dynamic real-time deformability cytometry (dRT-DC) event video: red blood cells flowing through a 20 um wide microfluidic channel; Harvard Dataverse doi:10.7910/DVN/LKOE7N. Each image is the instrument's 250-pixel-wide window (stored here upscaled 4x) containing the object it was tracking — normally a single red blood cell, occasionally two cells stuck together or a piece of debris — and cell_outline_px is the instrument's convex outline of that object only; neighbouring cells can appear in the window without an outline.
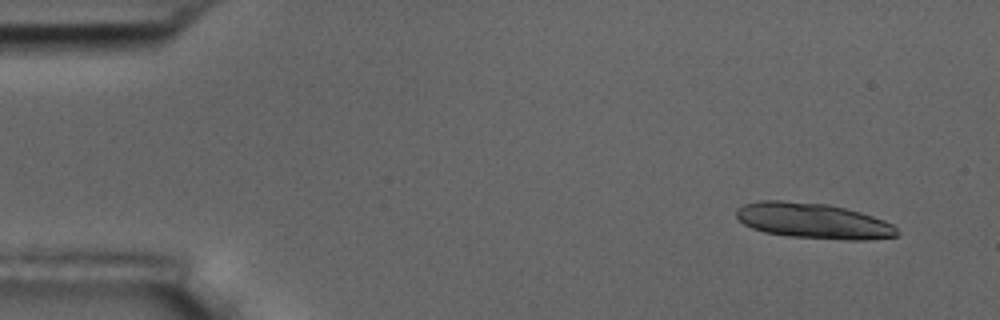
{"species": "common noctule bat (a hibernating species)", "species_latin": "Nyctalus noctula", "temperature_condition": "room temperature", "stored_images_in_passage": 14, "camera_frame_rate_fps": 3000, "um_per_image_px": 0.085, "animal": {"sex": "male", "body_mass_g": 17.5, "forearm_length_mm": 52.3}, "frame": {"image": 1, "passage_image": 1, "time_ms": 0.0, "image_size_px": [1000, 320], "cell_outline_px": [[900, 232], [896, 236], [868, 240], [844, 240], [788, 236], [764, 232], [752, 228], [744, 224], [736, 216], [736, 208], [744, 204], [760, 200], [780, 200], [828, 204], [860, 212], [884, 220], [892, 224]], "centroid_in_image_um": [69.12, 18.77], "position_along_channel_um": 15.9, "area_um2": 33.35}}
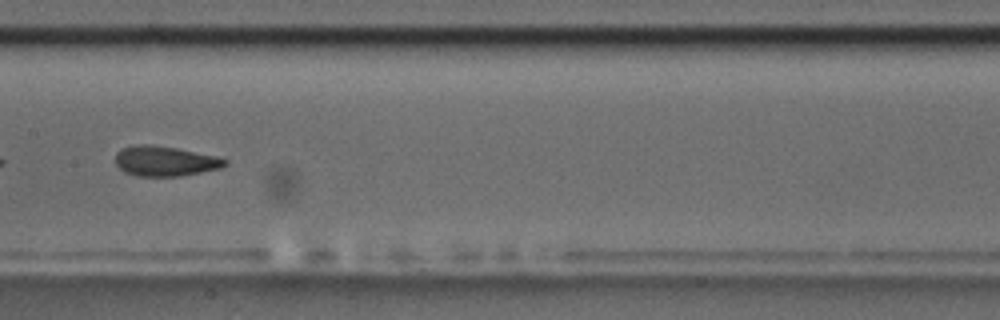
{"frame": {"image": 2, "passage_image": 7, "time_ms": 8.0, "image_size_px": [1000, 320], "cell_outline_px": [[228, 164], [220, 168], [180, 176], [136, 176], [124, 172], [116, 164], [116, 152], [120, 148], [136, 144], [148, 144], [176, 148], [216, 156], [228, 160]], "centroid_in_image_um": [14.0, 13.69], "position_along_channel_um": 193.4, "area_um2": 19.19}}
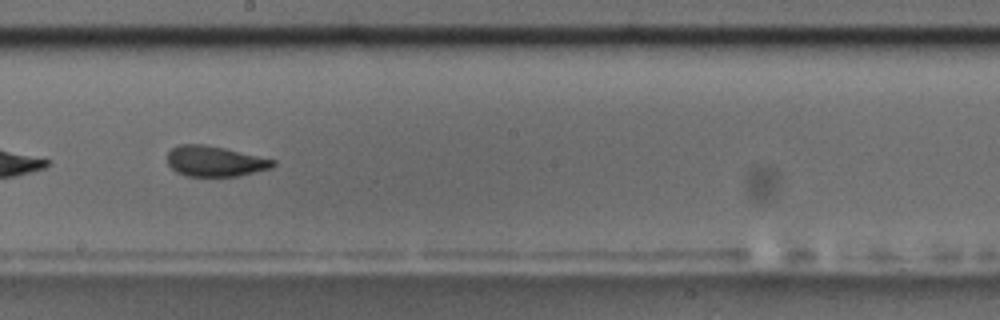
{"frame": {"image": 3, "passage_image": 8, "time_ms": 9.0, "image_size_px": [1000, 320], "cell_outline_px": [[276, 164], [272, 168], [236, 176], [184, 176], [176, 172], [168, 164], [168, 152], [172, 148], [180, 144], [204, 144], [224, 148], [276, 160]], "centroid_in_image_um": [18.26, 13.7], "position_along_channel_um": 229.9, "area_um2": 18.73}, "authors_computed_cell_mechanics": {"area_um2": 19.9699, "velocity_mm_per_s": 3.6733, "shape_relaxation_time_tau1_ms": 6.0939, "shape_relaxation_time_tau2_ms": null, "deformation_change_tau1": 0.1367, "deformation_change_tau2": null}}